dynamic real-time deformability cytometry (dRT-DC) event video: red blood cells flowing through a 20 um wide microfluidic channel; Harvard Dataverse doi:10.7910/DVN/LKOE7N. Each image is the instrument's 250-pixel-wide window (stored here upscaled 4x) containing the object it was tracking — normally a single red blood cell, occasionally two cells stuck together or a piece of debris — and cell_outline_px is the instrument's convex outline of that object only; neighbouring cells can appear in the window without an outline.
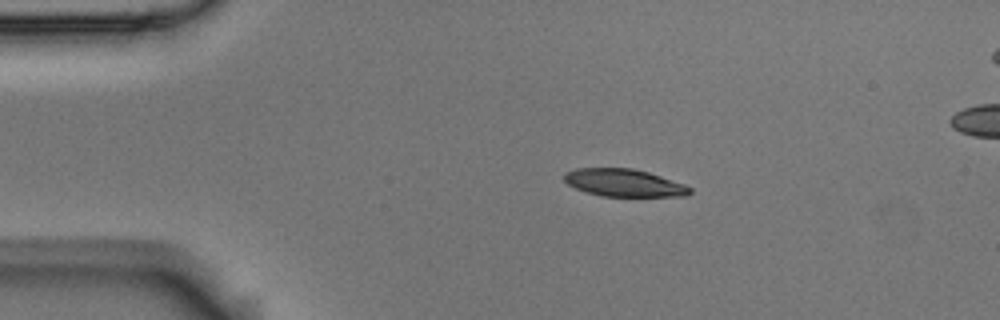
{"species": "Egyptian fruit bat (a non-hibernating species)", "species_latin": "Rousettus aegyptiacus", "temperature_condition": "room temperature", "stored_images_in_passage": 47, "segment_of_instrument_passage": [1, 2], "camera_frame_rate_fps": 3000, "um_per_image_px": 0.085, "animal": {"sex": "male"}, "frame": {"image": 1, "passage_image": 1, "time_ms": 0.0, "image_size_px": [1000, 320], "cell_outline_px": [[692, 192], [688, 196], [600, 196], [576, 188], [568, 184], [564, 180], [564, 172], [576, 168], [632, 168], [648, 172], [684, 184], [692, 188]], "centroid_in_image_um": [53.05, 15.54], "position_along_channel_um": 32.0, "area_um2": 20.11}}
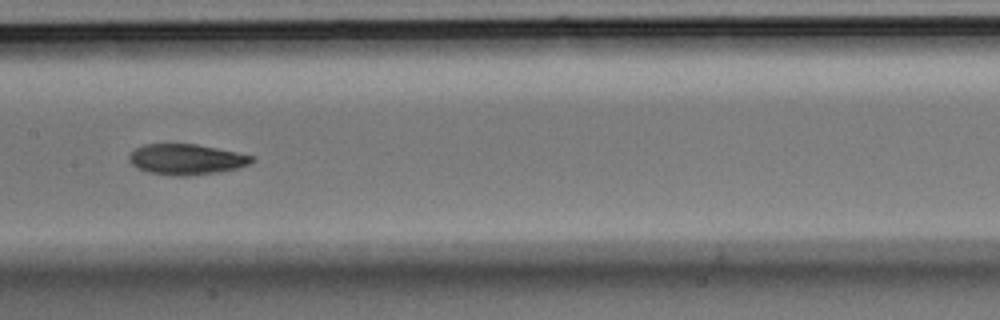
{"frame": {"image": 2, "passage_image": 18, "time_ms": 5.667, "image_size_px": [1000, 320], "cell_outline_px": [[256, 160], [240, 168], [220, 172], [188, 176], [172, 176], [148, 172], [132, 164], [128, 160], [128, 156], [136, 148], [144, 144], [196, 144], [256, 156]], "centroid_in_image_um": [15.88, 13.55], "position_along_channel_um": 191.5, "area_um2": 22.02}}
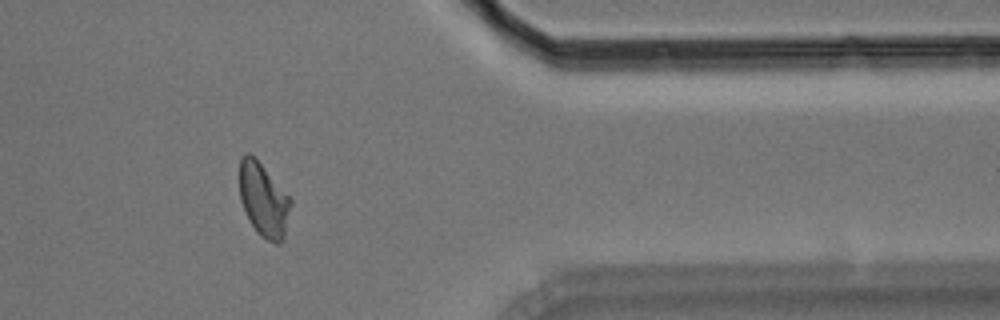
{"frame": {"image": 3, "passage_image": 36, "time_ms": 11.667, "image_size_px": [1000, 320], "cell_outline_px": [[292, 204], [284, 236], [280, 244], [276, 244], [260, 236], [256, 232], [240, 200], [240, 160], [244, 152], [248, 152], [260, 164], [292, 200]], "centroid_in_image_um": [22.41, 17.02], "position_along_channel_um": 389.0, "area_um2": 21.5}}